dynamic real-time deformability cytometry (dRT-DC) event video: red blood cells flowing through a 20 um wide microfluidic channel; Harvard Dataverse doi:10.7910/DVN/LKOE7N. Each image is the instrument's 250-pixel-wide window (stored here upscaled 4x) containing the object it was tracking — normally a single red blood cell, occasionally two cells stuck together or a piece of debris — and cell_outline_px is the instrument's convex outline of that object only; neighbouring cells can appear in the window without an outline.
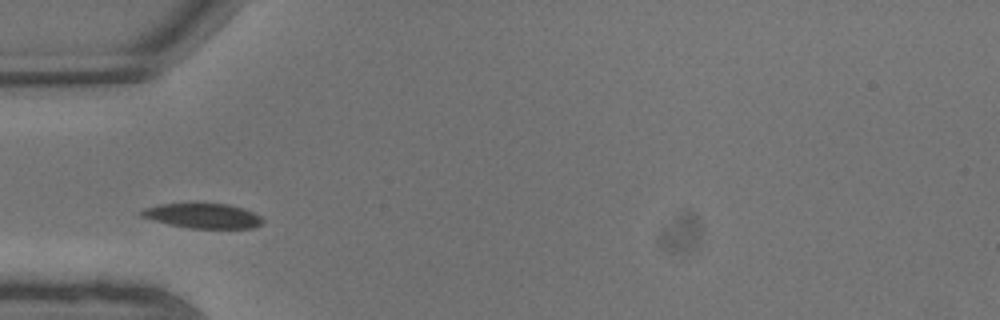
{"species": "common noctule bat (a hibernating species)", "species_latin": "Nyctalus noctula", "temperature_condition": "warm", "stored_images_in_passage": 4, "camera_frame_rate_fps": 3000, "um_per_image_px": 0.085, "animal": {"sex": "male", "body_mass_g": 13.3}, "frame": {"image": 1, "passage_image": 3, "time_ms": 0.667, "image_size_px": [1000, 320], "cell_outline_px": [[264, 220], [260, 224], [252, 228], [188, 228], [168, 224], [140, 216], [136, 212], [140, 208], [160, 204], [228, 204], [244, 208], [260, 216]], "centroid_in_image_um": [17.17, 18.34], "position_along_channel_um": 67.8, "area_um2": 17.57}}
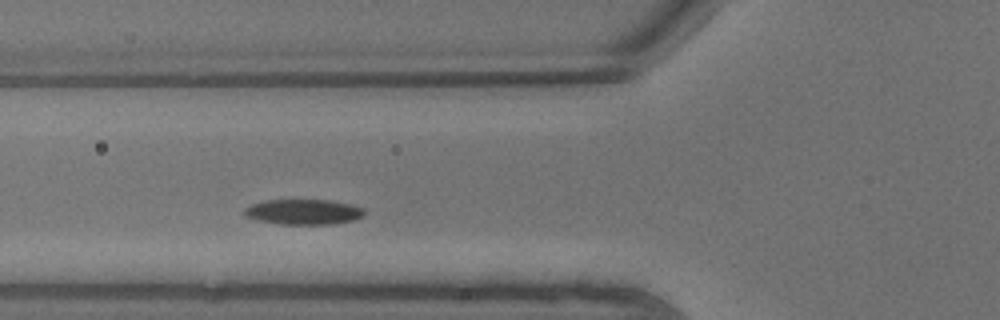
{"frame": {"image": 2, "passage_image": 4, "time_ms": 1.0, "image_size_px": [1000, 320], "cell_outline_px": [[364, 216], [352, 220], [332, 224], [280, 224], [260, 220], [244, 216], [244, 208], [252, 204], [264, 200], [328, 200], [348, 204], [364, 208]], "centroid_in_image_um": [25.78, 18.01], "position_along_channel_um": 100.0, "area_um2": 17.51}}